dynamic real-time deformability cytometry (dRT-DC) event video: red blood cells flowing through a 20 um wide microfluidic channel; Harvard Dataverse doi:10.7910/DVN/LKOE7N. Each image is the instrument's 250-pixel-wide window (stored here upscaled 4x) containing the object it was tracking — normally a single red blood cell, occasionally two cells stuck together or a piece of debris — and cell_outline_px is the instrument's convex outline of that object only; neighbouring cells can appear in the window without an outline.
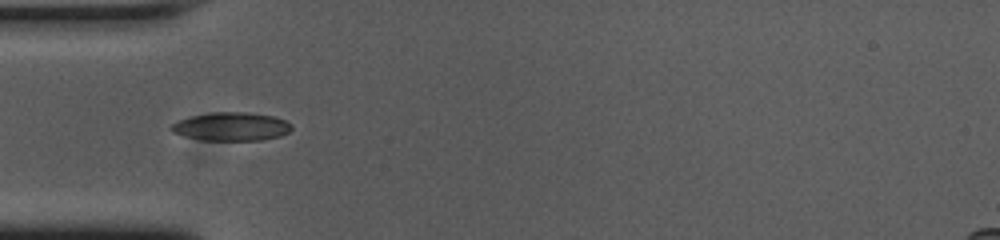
{"species": "common noctule bat (a hibernating species)", "species_latin": "Nyctalus noctula", "temperature_condition": "cold", "stored_images_in_passage": 14, "camera_frame_rate_fps": 3000, "um_per_image_px": 0.085, "animal": {"sex": "female", "body_mass_g": 23.0, "forearm_length_mm": 53.4}, "frame": {"image": 1, "passage_image": 7, "time_ms": 2.0, "image_size_px": [1000, 240], "cell_outline_px": [[292, 128], [288, 132], [280, 136], [260, 140], [200, 140], [184, 136], [172, 132], [168, 128], [176, 120], [192, 116], [212, 112], [248, 112], [272, 116], [284, 120], [292, 124]], "centroid_in_image_um": [19.62, 10.76], "position_along_channel_um": 65.4, "area_um2": 20.0}}
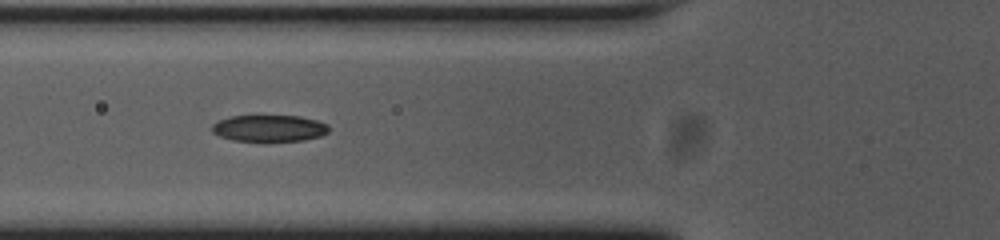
{"frame": {"image": 2, "passage_image": 10, "time_ms": 3.0, "image_size_px": [1000, 240], "cell_outline_px": [[328, 132], [320, 136], [304, 140], [264, 144], [232, 140], [220, 136], [212, 132], [212, 124], [216, 120], [232, 116], [300, 116], [316, 120], [328, 124]], "centroid_in_image_um": [22.85, 10.95], "position_along_channel_um": 102.9, "area_um2": 18.9}}